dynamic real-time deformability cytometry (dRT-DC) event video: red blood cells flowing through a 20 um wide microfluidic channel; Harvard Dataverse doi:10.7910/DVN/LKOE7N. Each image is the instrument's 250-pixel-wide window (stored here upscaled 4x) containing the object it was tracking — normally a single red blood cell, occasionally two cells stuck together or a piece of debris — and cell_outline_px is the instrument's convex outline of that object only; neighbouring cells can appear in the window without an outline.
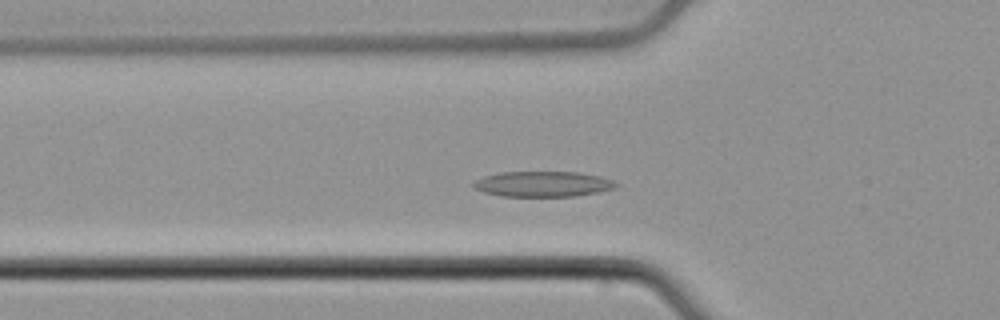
{"species": "common noctule bat (a hibernating species)", "species_latin": "Nyctalus noctula", "temperature_condition": "cold", "stored_images_in_passage": 45, "segment_of_instrument_passage": [1, 2], "camera_frame_rate_fps": 3000, "um_per_image_px": 0.085, "animal": {"sex": "male", "body_mass_g": 21.5, "forearm_length_mm": 52.0}, "frame": {"image": 1, "passage_image": 8, "time_ms": 2.333, "image_size_px": [1000, 320], "cell_outline_px": [[620, 184], [616, 188], [600, 192], [576, 196], [500, 196], [484, 192], [476, 188], [472, 184], [476, 180], [484, 176], [500, 172], [576, 172], [600, 176], [612, 180]], "centroid_in_image_um": [46.19, 15.64], "position_along_channel_um": 79.6, "area_um2": 21.15}}
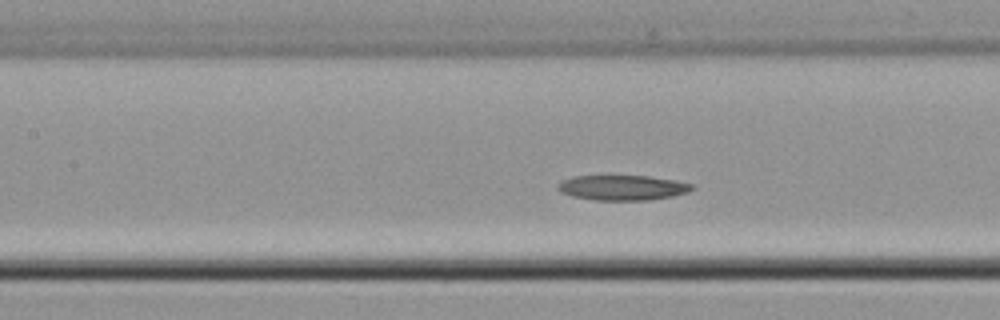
{"frame": {"image": 2, "passage_image": 14, "time_ms": 4.333, "image_size_px": [1000, 320], "cell_outline_px": [[696, 188], [688, 192], [672, 196], [648, 200], [596, 200], [572, 196], [560, 192], [556, 188], [556, 184], [572, 176], [648, 176], [676, 180], [692, 184]], "centroid_in_image_um": [52.91, 15.95], "position_along_channel_um": 154.5, "area_um2": 19.65}}
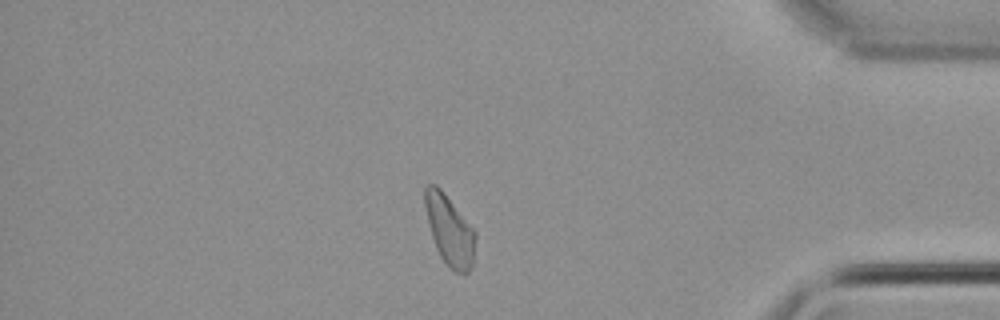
{"frame": {"image": 3, "passage_image": 36, "time_ms": 11.667, "image_size_px": [1000, 320], "cell_outline_px": [[476, 236], [472, 268], [464, 276], [448, 268], [440, 256], [436, 248], [428, 224], [424, 204], [424, 188], [428, 184], [436, 184], [444, 192], [476, 232]], "centroid_in_image_um": [38.21, 19.6], "position_along_channel_um": 397.0, "area_um2": 20.81}}